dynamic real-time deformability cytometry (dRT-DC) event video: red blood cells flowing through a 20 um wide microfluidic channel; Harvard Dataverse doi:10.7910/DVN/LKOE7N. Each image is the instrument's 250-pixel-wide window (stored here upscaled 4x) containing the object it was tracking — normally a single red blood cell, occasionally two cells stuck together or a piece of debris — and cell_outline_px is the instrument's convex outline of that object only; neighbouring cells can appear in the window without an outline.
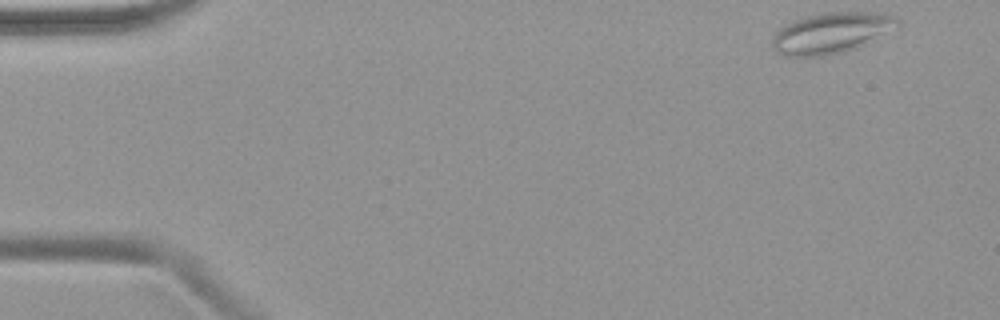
{"species": "common noctule bat (a hibernating species)", "species_latin": "Nyctalus noctula", "temperature_condition": "warm", "stored_images_in_passage": 46, "camera_frame_rate_fps": 3000, "um_per_image_px": 0.085, "animal": {"sex": "female", "body_mass_g": 19.9}, "frame": {"image": 1, "passage_image": 1, "time_ms": 0.0, "image_size_px": [1000, 320], "cell_outline_px": [[900, 28], [856, 48], [844, 52], [824, 56], [784, 56], [776, 52], [772, 48], [772, 36], [780, 28], [796, 20], [808, 16], [824, 12], [880, 12], [896, 16], [900, 20]], "centroid_in_image_um": [70.73, 2.8], "position_along_channel_um": 14.3, "area_um2": 30.17}}
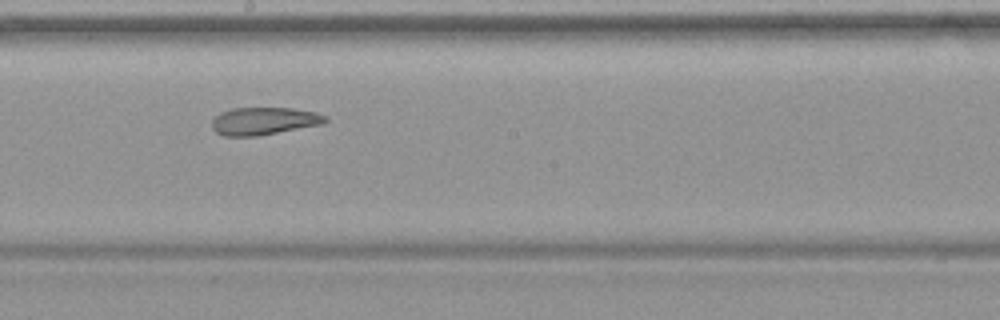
{"frame": {"image": 2, "passage_image": 25, "time_ms": 8.0, "image_size_px": [1000, 320], "cell_outline_px": [[328, 120], [324, 124], [256, 136], [224, 136], [216, 132], [212, 128], [212, 120], [220, 112], [232, 108], [292, 108], [316, 112], [328, 116]], "centroid_in_image_um": [22.46, 10.28], "position_along_channel_um": 225.7, "area_um2": 18.32}}
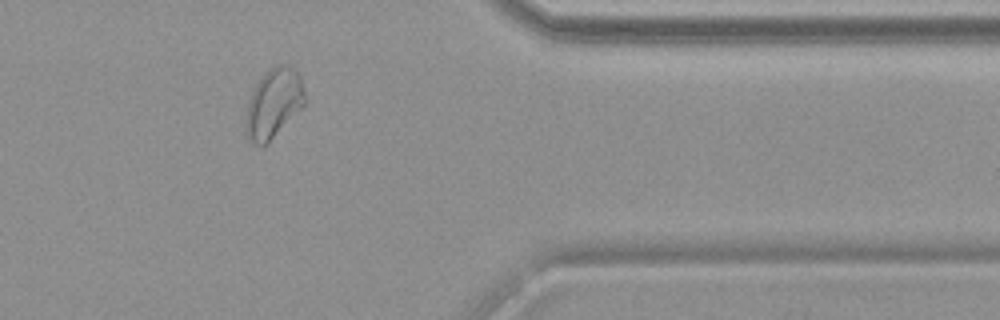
{"frame": {"image": 3, "passage_image": 38, "time_ms": 12.333, "image_size_px": [1000, 320], "cell_outline_px": [[308, 100], [260, 148], [248, 140], [244, 128], [244, 124], [248, 100], [256, 84], [264, 72], [268, 68], [276, 64], [288, 64], [300, 76]], "centroid_in_image_um": [23.23, 8.74], "position_along_channel_um": 388.2, "area_um2": 23.76}}